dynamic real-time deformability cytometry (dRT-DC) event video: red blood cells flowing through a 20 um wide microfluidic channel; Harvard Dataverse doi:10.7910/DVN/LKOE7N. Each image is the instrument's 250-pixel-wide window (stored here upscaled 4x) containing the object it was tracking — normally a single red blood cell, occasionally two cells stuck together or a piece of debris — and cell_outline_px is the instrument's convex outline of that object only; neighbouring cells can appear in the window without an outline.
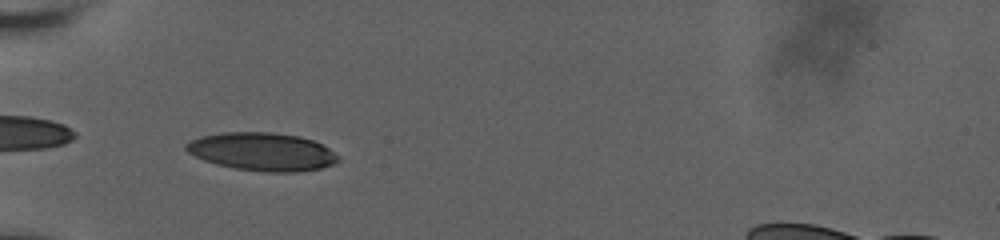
{"species": "human", "species_latin": "Homo sapiens", "temperature_condition": "room temperature", "stored_images_in_passage": 39, "camera_frame_rate_fps": 3000, "um_per_image_px": 0.085, "donor": {"sex": "male"}, "frame": {"image": 1, "passage_image": 2, "time_ms": 0.333, "image_size_px": [1000, 240], "cell_outline_px": [[340, 160], [332, 164], [320, 168], [300, 172], [260, 172], [236, 168], [216, 164], [204, 160], [188, 152], [184, 148], [184, 144], [188, 140], [200, 136], [220, 132], [272, 132], [300, 136], [312, 140], [328, 148], [340, 156]], "centroid_in_image_um": [22.26, 12.89], "position_along_channel_um": 62.7, "area_um2": 33.99}}
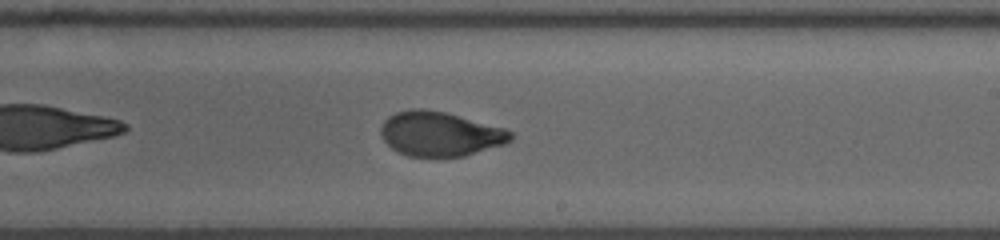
{"frame": {"image": 2, "passage_image": 18, "time_ms": 5.667, "image_size_px": [1000, 240], "cell_outline_px": [[512, 140], [504, 144], [464, 156], [408, 156], [396, 152], [384, 140], [380, 132], [380, 128], [384, 120], [388, 116], [396, 112], [412, 108], [424, 108], [444, 112], [504, 128], [512, 132]], "centroid_in_image_um": [37.37, 11.37], "position_along_channel_um": 251.6, "area_um2": 33.52}}
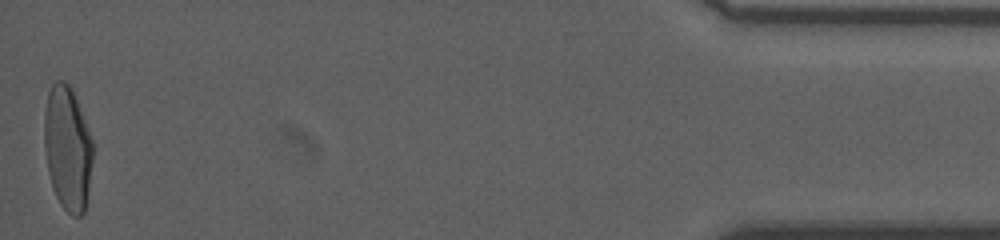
{"frame": {"image": 3, "passage_image": 39, "time_ms": 12.667, "image_size_px": [1000, 240], "cell_outline_px": [[92, 160], [88, 188], [84, 212], [80, 216], [72, 216], [60, 204], [52, 188], [48, 172], [44, 148], [44, 112], [48, 92], [52, 84], [56, 80], [64, 80], [72, 88], [92, 140]], "centroid_in_image_um": [5.71, 12.58], "position_along_channel_um": 429.5, "area_um2": 35.03}, "authors_computed_cell_mechanics": {"area_um2": 33.9864, "velocity_mm_per_s": 3.71, "shape_relaxation_time_tau1_ms": 7.3102, "shape_relaxation_time_tau2_ms": 0.908, "deformation_change_tau1": 0.2461, "deformation_change_tau2": 0.0541}}